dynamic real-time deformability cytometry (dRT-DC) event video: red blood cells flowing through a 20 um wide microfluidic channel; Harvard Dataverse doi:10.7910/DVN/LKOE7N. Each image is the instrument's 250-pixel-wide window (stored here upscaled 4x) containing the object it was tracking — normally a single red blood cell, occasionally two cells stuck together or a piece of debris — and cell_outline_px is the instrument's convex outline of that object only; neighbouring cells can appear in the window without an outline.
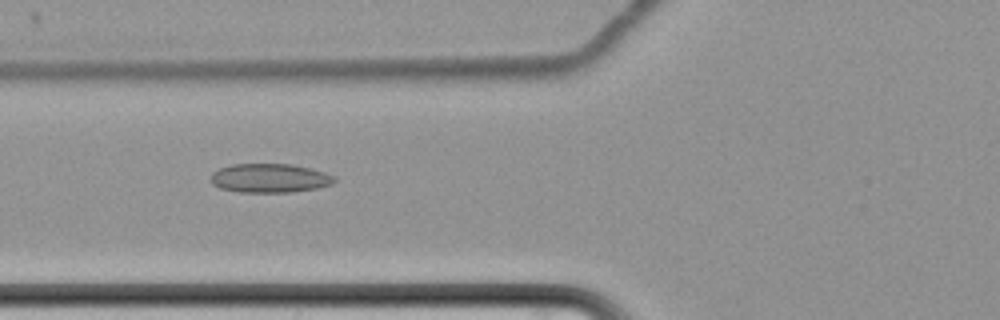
{"species": "common noctule bat (a hibernating species)", "species_latin": "Nyctalus noctula", "temperature_condition": "cold", "stored_images_in_passage": 34, "camera_frame_rate_fps": 3000, "um_per_image_px": 0.085, "animal": {"sex": "female", "body_mass_g": 22.7, "forearm_length_mm": 54.2}, "frame": {"image": 1, "passage_image": 9, "time_ms": 2.667, "image_size_px": [1000, 320], "cell_outline_px": [[336, 180], [332, 184], [316, 188], [292, 192], [240, 192], [220, 188], [212, 184], [212, 172], [220, 168], [232, 164], [292, 164], [312, 168], [336, 176]], "centroid_in_image_um": [22.95, 15.13], "position_along_channel_um": 102.8, "area_um2": 20.92}}
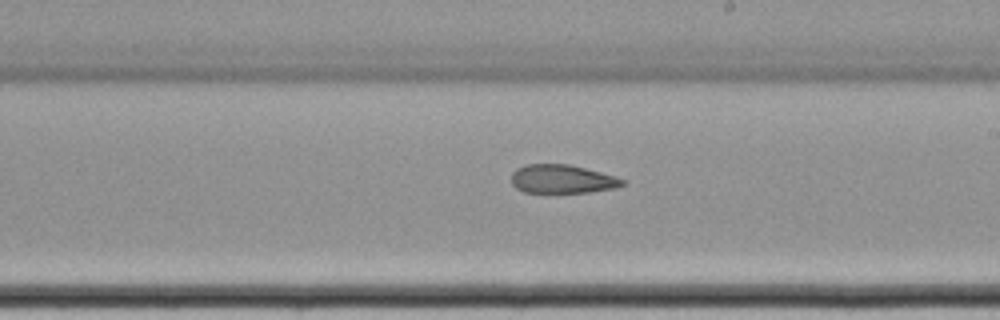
{"frame": {"image": 2, "passage_image": 21, "time_ms": 6.667, "image_size_px": [1000, 320], "cell_outline_px": [[624, 184], [616, 188], [588, 192], [524, 192], [516, 188], [512, 184], [512, 172], [516, 168], [524, 164], [568, 164], [616, 176], [624, 180]], "centroid_in_image_um": [47.76, 15.21], "position_along_channel_um": 241.2, "area_um2": 18.44}}
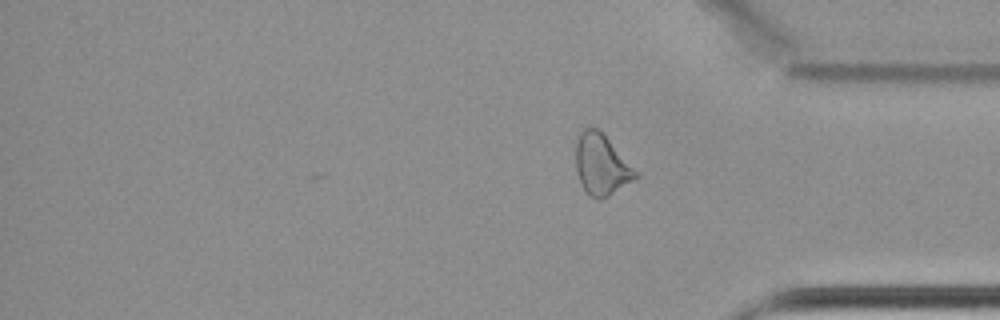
{"frame": {"image": 3, "passage_image": 34, "time_ms": 11.0, "image_size_px": [1000, 320], "cell_outline_px": [[640, 176], [608, 196], [588, 196], [580, 184], [576, 172], [576, 144], [580, 132], [584, 128], [596, 128], [608, 140]], "centroid_in_image_um": [51.08, 14.01], "position_along_channel_um": 384.1, "area_um2": 20.46}, "authors_computed_cell_mechanics": {"area_um2": 19.2474, "velocity_mm_per_s": 3.4554, "shape_relaxation_time_tau1_ms": null, "shape_relaxation_time_tau2_ms": 5.0803, "deformation_change_tau1": null, "deformation_change_tau2": 0.1231}}